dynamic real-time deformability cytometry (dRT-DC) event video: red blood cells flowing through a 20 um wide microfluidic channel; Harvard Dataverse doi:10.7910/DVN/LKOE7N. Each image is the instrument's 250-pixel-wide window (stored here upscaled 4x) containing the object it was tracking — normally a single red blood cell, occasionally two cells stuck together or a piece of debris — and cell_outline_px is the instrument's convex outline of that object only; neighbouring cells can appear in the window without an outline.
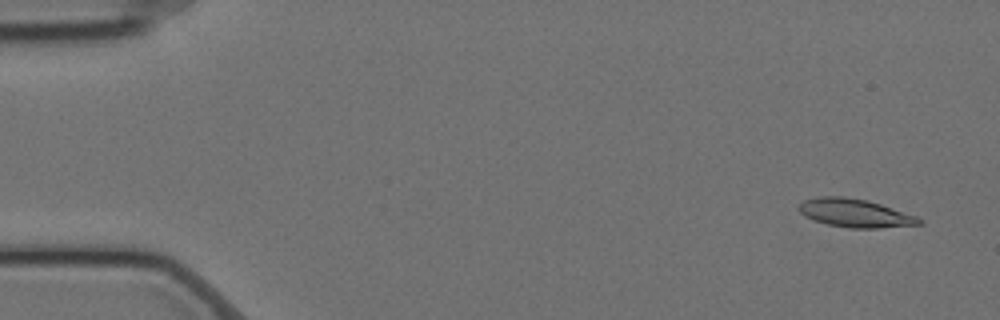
{"species": "Egyptian fruit bat (a non-hibernating species)", "species_latin": "Rousettus aegyptiacus", "temperature_condition": "cold", "stored_images_in_passage": 59, "camera_frame_rate_fps": 3000, "um_per_image_px": 0.085, "animal": {"sex": "female"}, "frame": {"image": 1, "passage_image": 3, "time_ms": 0.667, "image_size_px": [1000, 320], "cell_outline_px": [[924, 224], [880, 228], [848, 228], [828, 224], [812, 220], [804, 216], [800, 212], [800, 204], [804, 200], [820, 196], [844, 196], [868, 200], [916, 216], [924, 220]], "centroid_in_image_um": [72.7, 18.12], "position_along_channel_um": 12.3, "area_um2": 19.88}}
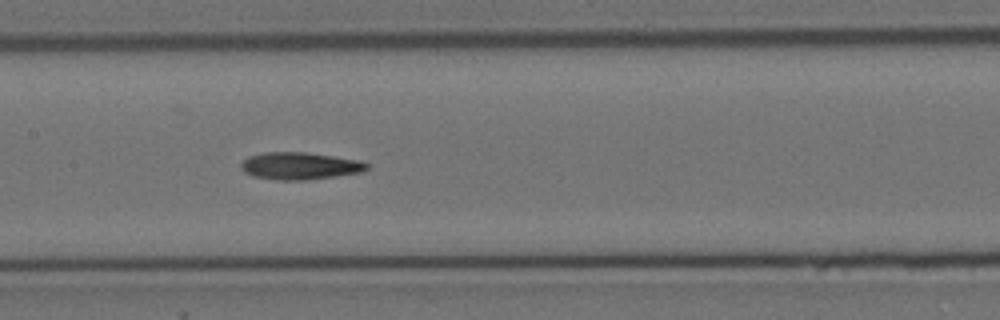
{"frame": {"image": 2, "passage_image": 28, "time_ms": 9.0, "image_size_px": [1000, 320], "cell_outline_px": [[368, 168], [360, 172], [304, 180], [276, 180], [252, 176], [244, 172], [240, 168], [240, 164], [248, 156], [264, 152], [308, 152], [360, 160], [368, 164]], "centroid_in_image_um": [25.43, 14.09], "position_along_channel_um": 182.0, "area_um2": 19.94}}
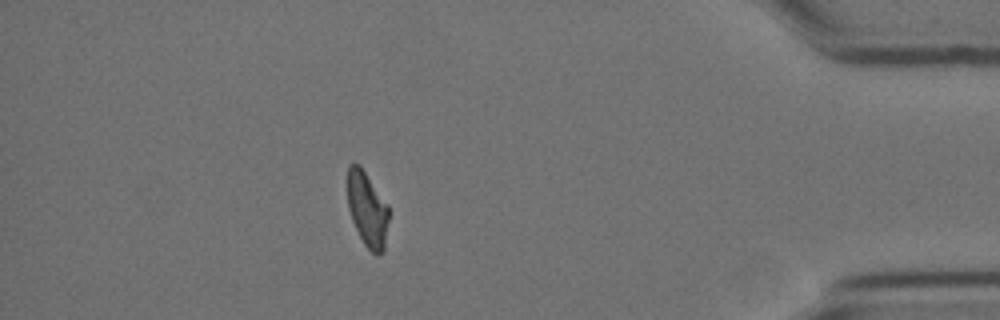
{"frame": {"image": 3, "passage_image": 51, "time_ms": 16.667, "image_size_px": [1000, 320], "cell_outline_px": [[388, 220], [384, 248], [380, 256], [376, 256], [364, 244], [352, 220], [348, 208], [348, 164], [360, 164], [388, 204]], "centroid_in_image_um": [31.22, 17.78], "position_along_channel_um": 404.0, "area_um2": 17.98}}